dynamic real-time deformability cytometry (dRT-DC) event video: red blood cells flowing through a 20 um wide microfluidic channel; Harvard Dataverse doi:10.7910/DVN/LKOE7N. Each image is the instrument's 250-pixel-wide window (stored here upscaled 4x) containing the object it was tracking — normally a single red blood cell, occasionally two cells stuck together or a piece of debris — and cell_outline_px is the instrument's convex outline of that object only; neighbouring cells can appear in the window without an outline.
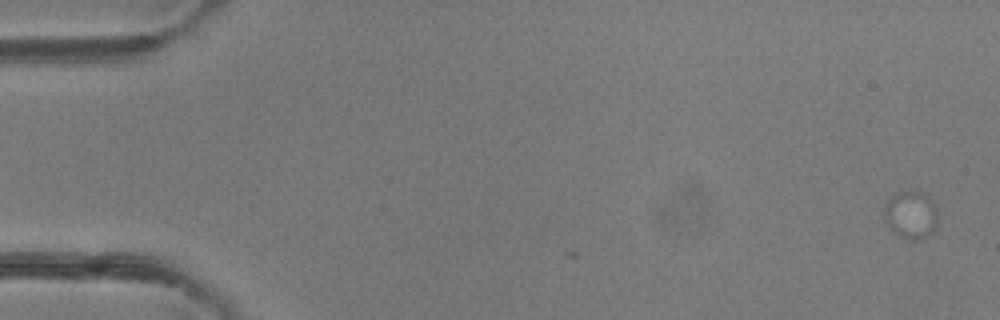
{"species": "common noctule bat (a hibernating species)", "species_latin": "Nyctalus noctula", "temperature_condition": "room temperature", "stored_images_in_passage": 3, "camera_frame_rate_fps": 3000, "um_per_image_px": 0.085, "animal": {"sex": "female"}, "frame": {"image": 1, "passage_image": 3, "time_ms": 0.667, "image_size_px": [1000, 320], "cell_outline_px": [[936, 224], [932, 232], [924, 236], [912, 240], [900, 236], [888, 224], [884, 212], [884, 204], [896, 192], [920, 192], [936, 208]], "centroid_in_image_um": [77.39, 18.25], "position_along_channel_um": 7.6, "area_um2": 14.05}}